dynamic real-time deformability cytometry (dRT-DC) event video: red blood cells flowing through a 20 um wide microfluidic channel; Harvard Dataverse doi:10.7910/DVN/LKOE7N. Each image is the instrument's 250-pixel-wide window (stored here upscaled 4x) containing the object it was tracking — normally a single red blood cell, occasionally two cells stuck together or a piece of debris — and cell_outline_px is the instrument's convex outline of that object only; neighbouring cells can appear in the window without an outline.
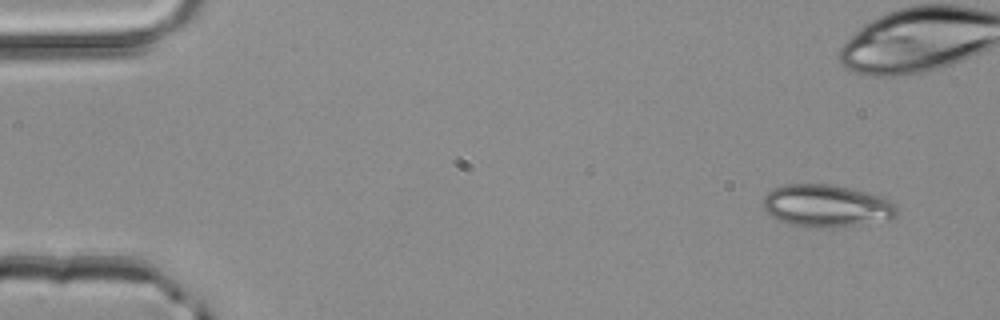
{"species": "common noctule bat (a hibernating species)", "species_latin": "Nyctalus noctula", "temperature_condition": "room temperature", "stored_images_in_passage": 4, "camera_frame_rate_fps": 3000, "um_per_image_px": 0.085, "animal": {"sex": "male", "body_mass_g": 20.4}, "frame": {"image": 1, "passage_image": 1, "time_ms": 0.0, "image_size_px": [1000, 320], "cell_outline_px": [[896, 220], [836, 228], [804, 228], [788, 224], [772, 216], [764, 208], [760, 200], [768, 192], [784, 184], [832, 184], [868, 192], [884, 196], [892, 200], [896, 204]], "centroid_in_image_um": [70.31, 17.52], "position_along_channel_um": 14.7, "area_um2": 34.04}}